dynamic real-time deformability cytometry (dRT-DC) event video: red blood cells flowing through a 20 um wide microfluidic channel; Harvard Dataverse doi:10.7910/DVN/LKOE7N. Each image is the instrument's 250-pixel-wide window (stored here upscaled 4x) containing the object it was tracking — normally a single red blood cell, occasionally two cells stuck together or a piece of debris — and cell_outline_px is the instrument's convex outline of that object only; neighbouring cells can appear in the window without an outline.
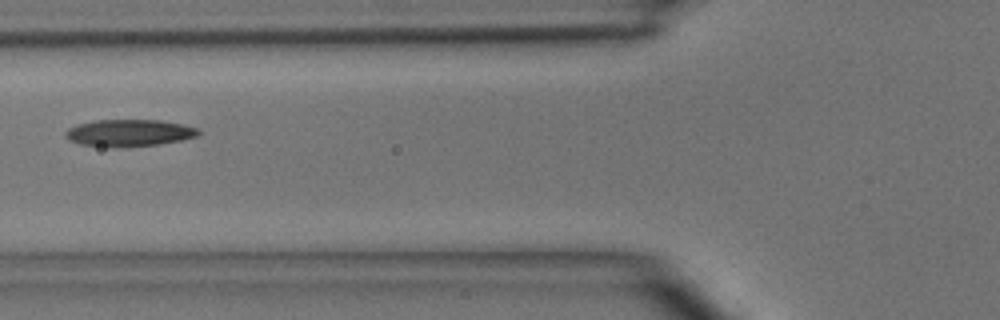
{"species": "common noctule bat (a hibernating species)", "species_latin": "Nyctalus noctula", "temperature_condition": "room temperature", "stored_images_in_passage": 5, "camera_frame_rate_fps": 3000, "um_per_image_px": 0.085, "animal": {"sex": "male", "body_mass_g": 15.6}, "frame": {"image": 1, "passage_image": 5, "time_ms": 5.333, "image_size_px": [1000, 320], "cell_outline_px": [[200, 136], [160, 144], [116, 148], [112, 148], [80, 144], [68, 140], [64, 136], [64, 132], [68, 128], [76, 124], [96, 120], [160, 120], [184, 124], [200, 128]], "centroid_in_image_um": [10.97, 11.3], "position_along_channel_um": 114.8, "area_um2": 21.33}}